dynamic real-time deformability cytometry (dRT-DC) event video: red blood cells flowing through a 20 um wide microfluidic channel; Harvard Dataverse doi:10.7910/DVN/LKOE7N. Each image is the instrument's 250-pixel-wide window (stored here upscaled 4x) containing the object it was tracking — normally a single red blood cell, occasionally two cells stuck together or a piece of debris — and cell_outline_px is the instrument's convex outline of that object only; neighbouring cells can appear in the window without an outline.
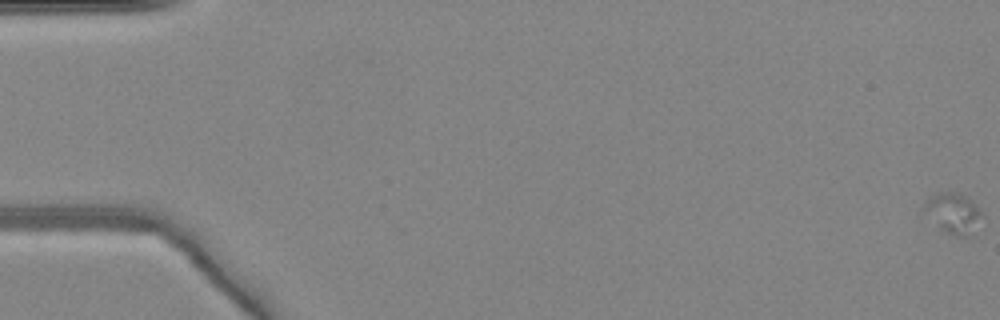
{"species": "common noctule bat (a hibernating species)", "species_latin": "Nyctalus noctula", "temperature_condition": "warm", "stored_images_in_passage": 51, "camera_frame_rate_fps": 3000, "um_per_image_px": 0.085, "animal": {"sex": "female", "body_mass_g": 24.6, "forearm_length_mm": 56.2}, "frame": {"image": 1, "passage_image": 1, "time_ms": 0.0, "image_size_px": [1000, 320], "cell_outline_px": [[984, 216], [972, 236], [956, 236], [944, 232], [920, 212], [920, 208], [936, 192], [956, 192], [972, 200], [980, 208]], "centroid_in_image_um": [81.01, 18.14], "position_along_channel_um": 4.0, "area_um2": 14.22}}
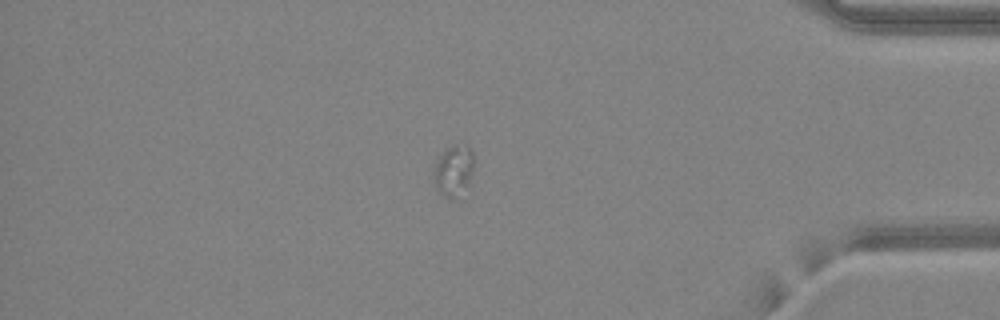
{"frame": {"image": 2, "passage_image": 44, "time_ms": 14.333, "image_size_px": [1000, 320], "cell_outline_px": [[472, 188], [452, 196], [448, 196], [440, 192], [436, 188], [432, 176], [432, 168], [436, 160], [452, 144], [456, 144], [468, 148], [472, 152]], "centroid_in_image_um": [38.55, 14.51], "position_along_channel_um": 396.6, "area_um2": 11.91}}
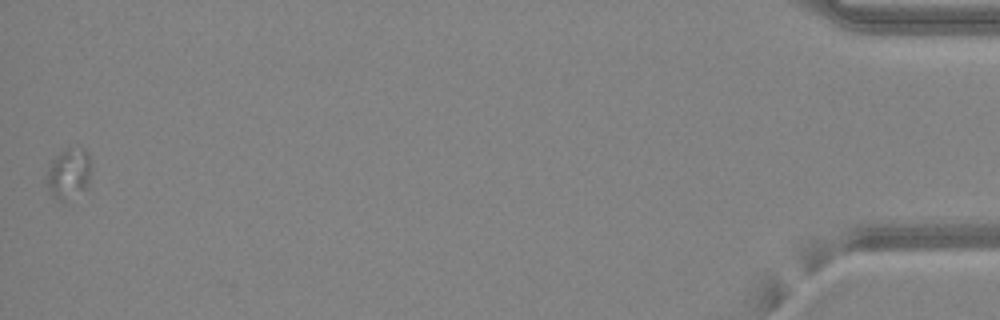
{"frame": {"image": 3, "passage_image": 51, "time_ms": 16.667, "image_size_px": [1000, 320], "cell_outline_px": [[92, 168], [88, 188], [64, 200], [60, 200], [52, 196], [48, 192], [44, 180], [48, 164], [64, 148], [84, 148], [88, 152], [92, 164]], "centroid_in_image_um": [5.83, 14.73], "position_along_channel_um": 429.4, "area_um2": 13.7}}